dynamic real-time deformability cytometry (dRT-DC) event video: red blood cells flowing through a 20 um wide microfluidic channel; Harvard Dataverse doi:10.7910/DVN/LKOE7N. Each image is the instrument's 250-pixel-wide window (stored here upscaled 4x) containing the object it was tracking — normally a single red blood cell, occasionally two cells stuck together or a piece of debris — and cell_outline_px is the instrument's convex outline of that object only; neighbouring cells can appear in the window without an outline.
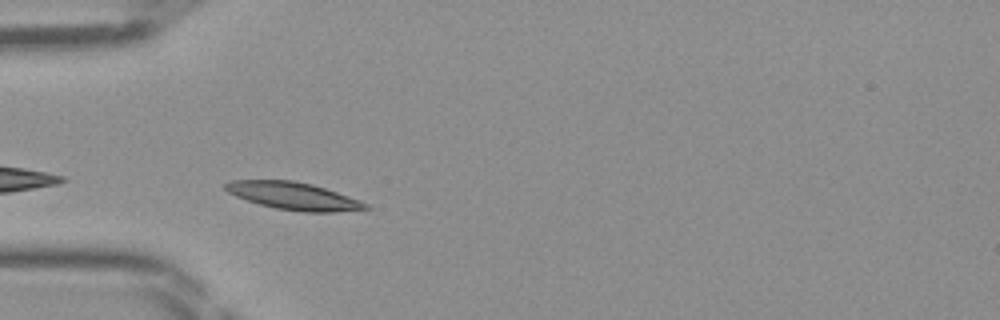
{"species": "Egyptian fruit bat (a non-hibernating species)", "species_latin": "Rousettus aegyptiacus", "temperature_condition": "room temperature", "stored_images_in_passage": 24, "camera_frame_rate_fps": 3000, "um_per_image_px": 0.085, "frame": {"image": 1, "passage_image": 1, "time_ms": 0.0, "image_size_px": [1000, 320], "cell_outline_px": [[372, 208], [332, 212], [304, 212], [276, 208], [260, 204], [236, 196], [228, 192], [224, 188], [224, 184], [232, 180], [292, 180], [312, 184], [360, 200], [368, 204]], "centroid_in_image_um": [24.95, 16.65], "position_along_channel_um": 60.1, "area_um2": 22.2}}
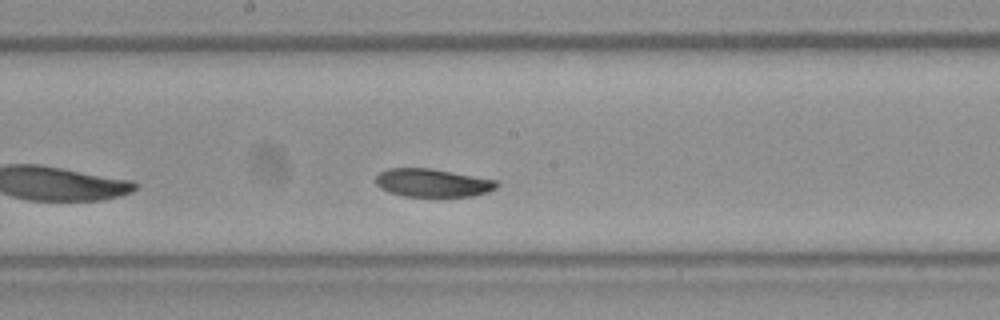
{"frame": {"image": 2, "passage_image": 12, "time_ms": 3.667, "image_size_px": [1000, 320], "cell_outline_px": [[500, 184], [496, 188], [488, 192], [472, 196], [404, 196], [388, 192], [380, 188], [376, 184], [376, 176], [380, 172], [388, 168], [432, 168], [496, 180]], "centroid_in_image_um": [36.76, 15.54], "position_along_channel_um": 211.4, "area_um2": 19.88}}
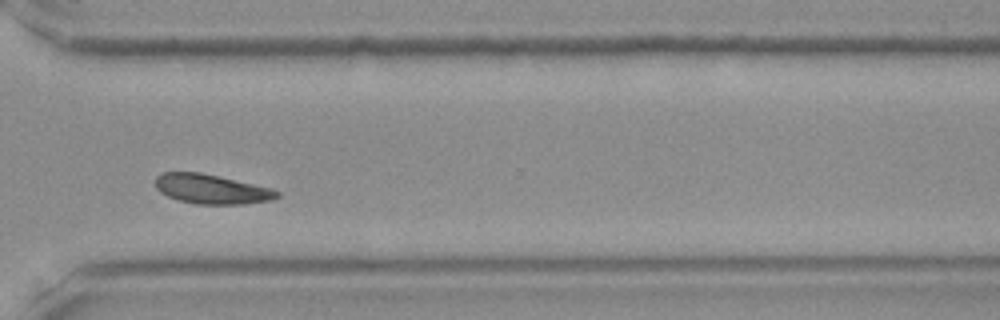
{"frame": {"image": 3, "passage_image": 22, "time_ms": 7.0, "image_size_px": [1000, 320], "cell_outline_px": [[280, 196], [272, 200], [244, 204], [196, 204], [176, 200], [160, 192], [156, 188], [156, 176], [164, 172], [200, 172], [272, 188], [280, 192]], "centroid_in_image_um": [17.98, 16.08], "position_along_channel_um": 352.6, "area_um2": 20.98}}